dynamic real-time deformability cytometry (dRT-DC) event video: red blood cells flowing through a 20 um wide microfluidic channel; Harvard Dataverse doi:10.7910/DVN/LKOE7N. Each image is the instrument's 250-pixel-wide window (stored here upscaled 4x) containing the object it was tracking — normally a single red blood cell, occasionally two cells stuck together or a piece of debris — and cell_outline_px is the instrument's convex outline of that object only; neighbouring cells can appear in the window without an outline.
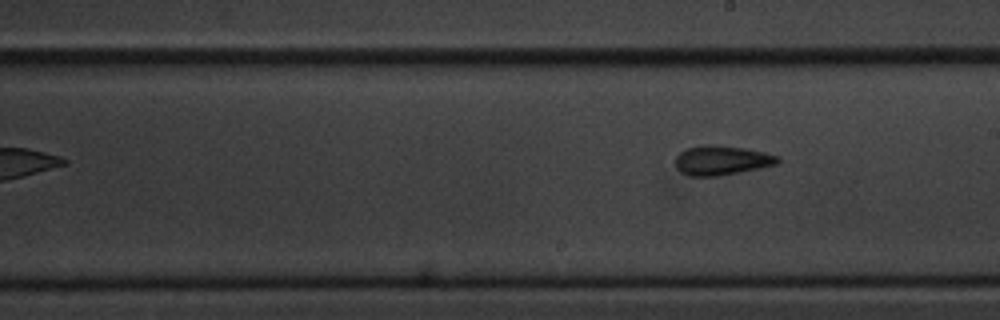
{"species": "common noctule bat (a hibernating species)", "species_latin": "Nyctalus noctula", "temperature_condition": "cold", "stored_images_in_passage": 9, "camera_frame_rate_fps": 3000, "um_per_image_px": 0.085, "animal": {"sex": "male", "body_mass_g": 20.1, "forearm_length_mm": 53.5}, "frame": {"image": 1, "passage_image": 9, "time_ms": 10.333, "image_size_px": [1000, 320], "cell_outline_px": [[780, 160], [776, 164], [760, 168], [740, 172], [716, 176], [688, 176], [680, 172], [676, 168], [676, 156], [680, 152], [688, 148], [704, 144], [712, 144], [744, 148], [764, 152], [776, 156]], "centroid_in_image_um": [61.3, 13.63], "position_along_channel_um": 227.7, "area_um2": 17.51}}